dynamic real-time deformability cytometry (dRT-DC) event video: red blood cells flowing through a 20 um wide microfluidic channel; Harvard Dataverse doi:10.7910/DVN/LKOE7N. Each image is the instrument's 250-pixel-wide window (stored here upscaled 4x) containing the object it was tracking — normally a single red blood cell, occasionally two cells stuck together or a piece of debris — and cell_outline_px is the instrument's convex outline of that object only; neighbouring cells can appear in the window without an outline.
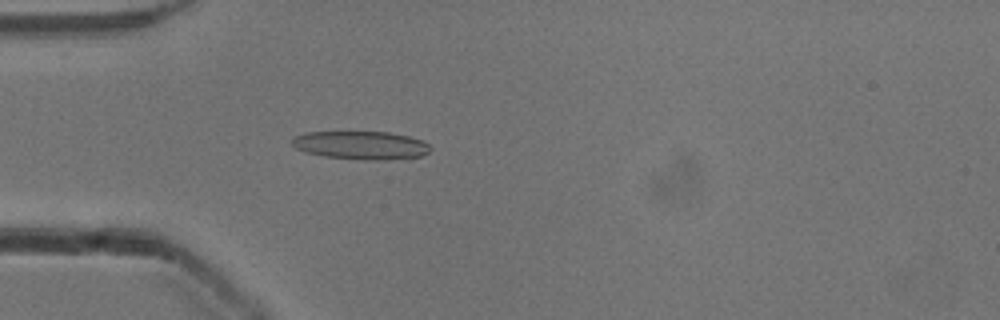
{"species": "common noctule bat (a hibernating species)", "species_latin": "Nyctalus noctula", "temperature_condition": "cold", "stored_images_in_passage": 4, "camera_frame_rate_fps": 3000, "um_per_image_px": 0.085, "animal": {"sex": "male", "body_mass_g": 13.3}, "frame": {"image": 1, "passage_image": 4, "time_ms": 1.0, "image_size_px": [1000, 320], "cell_outline_px": [[432, 148], [428, 152], [420, 156], [408, 160], [364, 160], [324, 156], [304, 152], [296, 148], [292, 144], [292, 136], [304, 132], [388, 132], [408, 136], [424, 140]], "centroid_in_image_um": [30.72, 12.36], "position_along_channel_um": 54.3, "area_um2": 23.24}}